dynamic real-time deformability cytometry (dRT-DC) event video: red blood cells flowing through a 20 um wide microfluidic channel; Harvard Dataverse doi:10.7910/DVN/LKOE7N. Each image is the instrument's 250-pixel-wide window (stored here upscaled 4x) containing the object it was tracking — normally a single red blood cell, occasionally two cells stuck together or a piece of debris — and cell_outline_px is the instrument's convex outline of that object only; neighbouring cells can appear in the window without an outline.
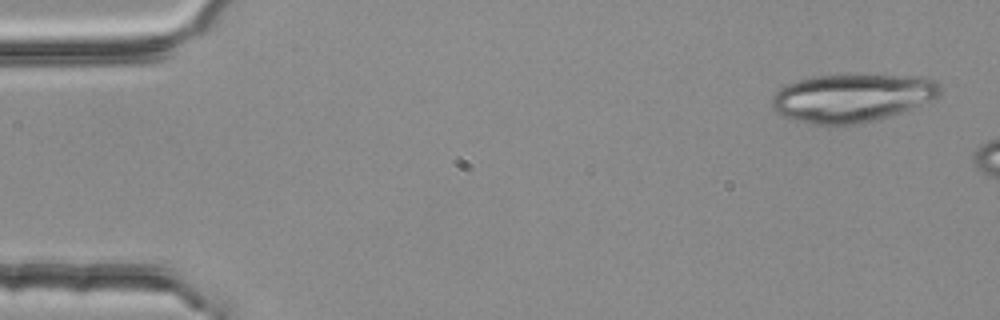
{"species": "common noctule bat (a hibernating species)", "species_latin": "Nyctalus noctula", "temperature_condition": "room temperature", "stored_images_in_passage": 2, "camera_frame_rate_fps": 3000, "um_per_image_px": 0.085, "animal": {"sex": "female", "body_mass_g": 25.1}, "frame": {"image": 1, "passage_image": 1, "time_ms": 0.0, "image_size_px": [1000, 320], "cell_outline_px": [[944, 88], [940, 96], [900, 112], [888, 116], [860, 124], [828, 128], [796, 120], [784, 116], [776, 112], [772, 108], [772, 96], [780, 88], [788, 84], [812, 76], [916, 76], [936, 80]], "centroid_in_image_um": [72.42, 8.36], "position_along_channel_um": 12.6, "area_um2": 47.28}}